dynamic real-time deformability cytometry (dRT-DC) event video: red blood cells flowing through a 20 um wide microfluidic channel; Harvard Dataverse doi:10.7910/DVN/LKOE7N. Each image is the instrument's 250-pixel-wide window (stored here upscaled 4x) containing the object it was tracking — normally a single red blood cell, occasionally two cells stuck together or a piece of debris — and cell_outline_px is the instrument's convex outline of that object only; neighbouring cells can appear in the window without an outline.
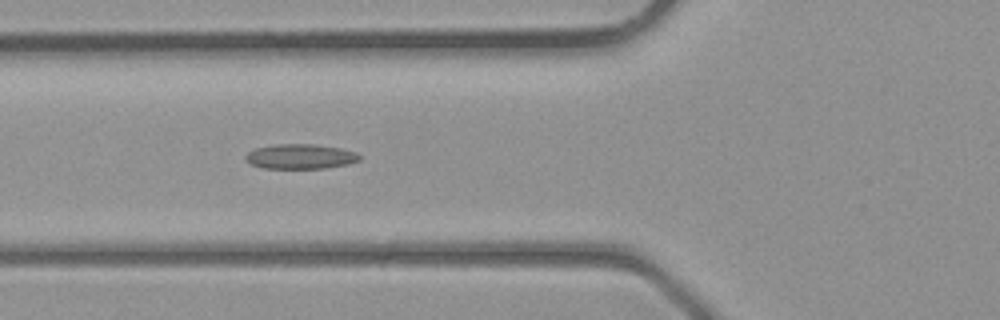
{"species": "common noctule bat (a hibernating species)", "species_latin": "Nyctalus noctula", "temperature_condition": "room temperature", "stored_images_in_passage": 29, "camera_frame_rate_fps": 3000, "um_per_image_px": 0.085, "animal": {"sex": "male", "body_mass_g": 23.1, "forearm_length_mm": 52.7}, "frame": {"image": 1, "passage_image": 5, "time_ms": 1.333, "image_size_px": [1000, 320], "cell_outline_px": [[360, 160], [348, 164], [324, 168], [264, 168], [252, 164], [244, 156], [248, 152], [256, 148], [276, 144], [312, 144], [340, 148], [356, 152], [360, 156]], "centroid_in_image_um": [25.55, 13.3], "position_along_channel_um": 100.2, "area_um2": 16.3}}
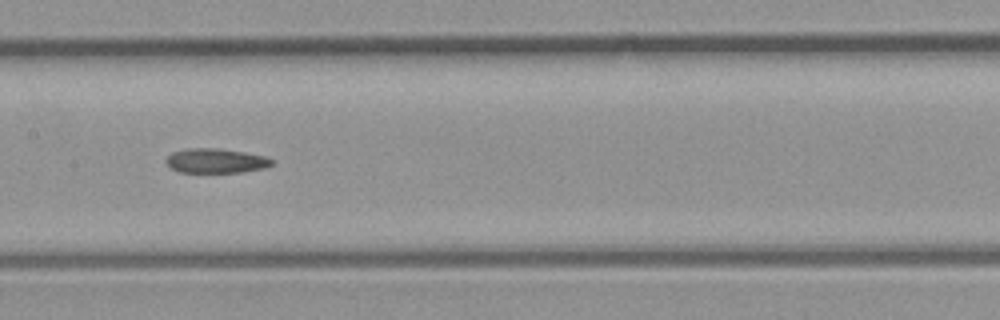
{"frame": {"image": 2, "passage_image": 10, "time_ms": 3.0, "image_size_px": [1000, 320], "cell_outline_px": [[272, 164], [264, 168], [240, 172], [180, 172], [172, 168], [164, 160], [172, 152], [188, 148], [216, 148], [244, 152], [264, 156], [272, 160]], "centroid_in_image_um": [18.32, 13.66], "position_along_channel_um": 189.1, "area_um2": 14.91}}
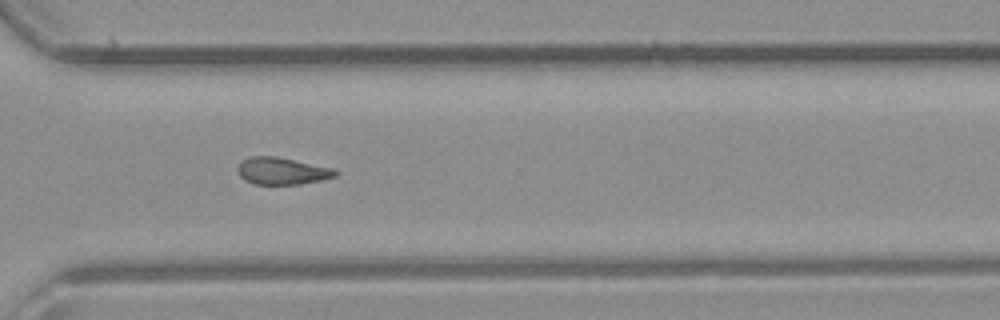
{"frame": {"image": 3, "passage_image": 19, "time_ms": 6.0, "image_size_px": [1000, 320], "cell_outline_px": [[340, 172], [336, 176], [320, 180], [300, 184], [256, 184], [244, 180], [236, 172], [236, 168], [244, 160], [252, 156], [276, 156], [332, 168]], "centroid_in_image_um": [23.96, 14.54], "position_along_channel_um": 346.6, "area_um2": 15.32}}